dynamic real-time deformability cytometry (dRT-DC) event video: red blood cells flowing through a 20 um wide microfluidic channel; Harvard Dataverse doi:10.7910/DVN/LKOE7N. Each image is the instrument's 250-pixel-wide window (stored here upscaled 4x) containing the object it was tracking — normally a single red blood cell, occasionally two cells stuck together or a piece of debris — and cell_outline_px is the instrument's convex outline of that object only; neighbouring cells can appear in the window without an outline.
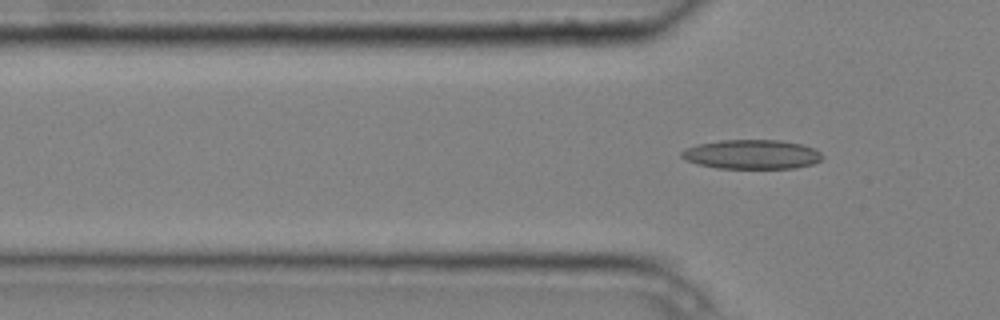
{"species": "common noctule bat (a hibernating species)", "species_latin": "Nyctalus noctula", "temperature_condition": "cold", "stored_images_in_passage": 4, "segment_of_instrument_passage": [2, 2], "camera_frame_rate_fps": 3000, "um_per_image_px": 0.085, "animal": {"sex": "male", "body_mass_g": 20.4}, "frame": {"image": 1, "passage_image": 4, "time_ms": 1.0, "image_size_px": [1000, 320], "cell_outline_px": [[824, 156], [820, 160], [812, 164], [796, 168], [716, 168], [700, 164], [688, 160], [680, 156], [680, 152], [684, 148], [696, 144], [720, 140], [780, 140], [800, 144], [816, 148]], "centroid_in_image_um": [63.91, 13.11], "position_along_channel_um": 61.9, "area_um2": 24.1}}